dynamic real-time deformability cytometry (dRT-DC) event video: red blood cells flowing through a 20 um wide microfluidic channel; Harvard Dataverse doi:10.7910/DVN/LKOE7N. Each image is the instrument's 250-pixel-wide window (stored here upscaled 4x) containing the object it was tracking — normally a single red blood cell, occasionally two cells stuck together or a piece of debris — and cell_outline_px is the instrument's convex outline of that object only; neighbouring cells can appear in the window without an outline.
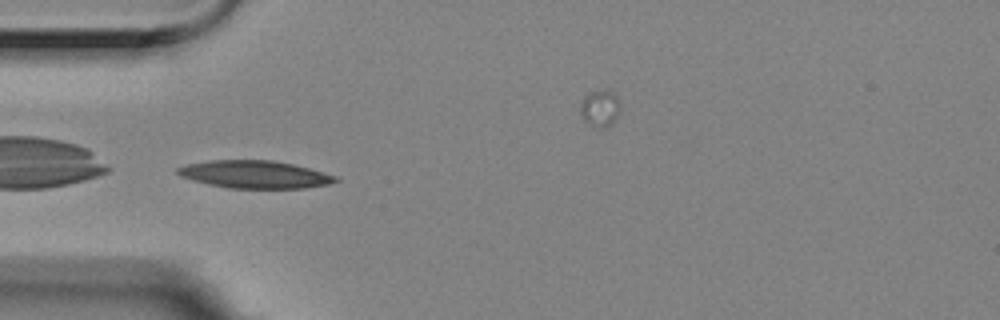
{"species": "Egyptian fruit bat (a non-hibernating species)", "species_latin": "Rousettus aegyptiacus", "temperature_condition": "room temperature", "stored_images_in_passage": 4, "camera_frame_rate_fps": 3000, "um_per_image_px": 0.085, "animal": {"sex": "female"}, "frame": {"image": 1, "passage_image": 2, "time_ms": 0.333, "image_size_px": [1000, 320], "cell_outline_px": [[340, 180], [328, 184], [304, 188], [228, 188], [208, 184], [192, 180], [180, 176], [176, 172], [176, 168], [188, 164], [208, 160], [272, 160], [292, 164], [324, 172], [336, 176]], "centroid_in_image_um": [21.63, 14.82], "position_along_channel_um": 63.4, "area_um2": 25.37}}